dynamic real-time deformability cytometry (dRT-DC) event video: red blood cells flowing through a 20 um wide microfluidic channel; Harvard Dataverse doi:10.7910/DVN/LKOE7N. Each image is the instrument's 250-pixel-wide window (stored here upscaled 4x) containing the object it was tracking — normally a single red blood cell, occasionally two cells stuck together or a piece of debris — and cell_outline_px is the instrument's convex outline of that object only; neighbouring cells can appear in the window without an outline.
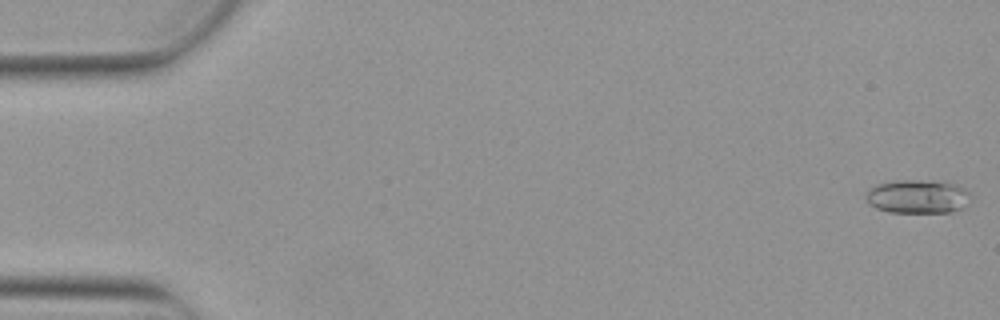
{"species": "Egyptian fruit bat (a non-hibernating species)", "species_latin": "Rousettus aegyptiacus", "temperature_condition": "warm", "stored_images_in_passage": 5, "camera_frame_rate_fps": 3000, "um_per_image_px": 0.085, "animal": {"sex": "female"}, "frame": {"image": 1, "passage_image": 1, "time_ms": 0.0, "image_size_px": [1000, 320], "cell_outline_px": [[972, 196], [964, 208], [952, 212], [888, 212], [876, 208], [868, 204], [868, 192], [872, 188], [880, 184], [900, 180], [944, 180], [964, 188]], "centroid_in_image_um": [78.09, 16.7], "position_along_channel_um": 6.9, "area_um2": 20.58}}
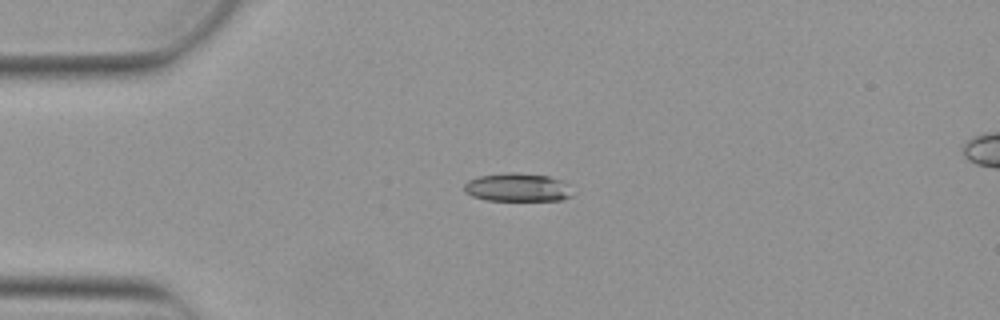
{"frame": {"image": 2, "passage_image": 4, "time_ms": 1.0, "image_size_px": [1000, 320], "cell_outline_px": [[572, 196], [560, 200], [488, 200], [472, 196], [464, 192], [464, 184], [468, 180], [480, 176], [504, 172], [516, 172], [548, 176], [564, 180], [568, 184]], "centroid_in_image_um": [43.98, 15.91], "position_along_channel_um": 41.0, "area_um2": 17.98}}